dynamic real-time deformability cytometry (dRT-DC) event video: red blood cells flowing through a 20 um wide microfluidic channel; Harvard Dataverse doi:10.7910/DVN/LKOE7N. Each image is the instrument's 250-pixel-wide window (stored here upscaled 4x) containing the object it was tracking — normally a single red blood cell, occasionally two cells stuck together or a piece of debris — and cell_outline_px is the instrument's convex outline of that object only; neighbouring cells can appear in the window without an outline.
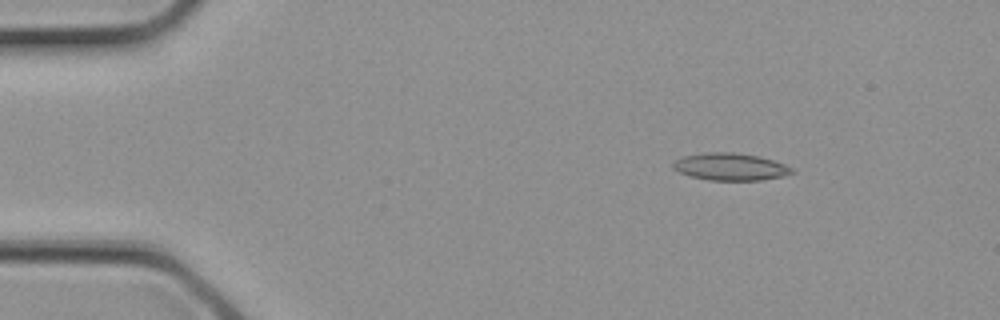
{"species": "common noctule bat (a hibernating species)", "species_latin": "Nyctalus noctula", "temperature_condition": "cold", "stored_images_in_passage": 2, "camera_frame_rate_fps": 3000, "um_per_image_px": 0.085, "animal": {"sex": "female", "body_mass_g": 21.9}, "frame": {"image": 1, "passage_image": 1, "time_ms": 0.0, "image_size_px": [1000, 320], "cell_outline_px": [[796, 172], [764, 180], [708, 180], [692, 176], [680, 172], [672, 168], [672, 164], [676, 160], [684, 156], [704, 152], [732, 152], [756, 156], [772, 160], [784, 164], [792, 168]], "centroid_in_image_um": [62.07, 14.17], "position_along_channel_um": 22.9, "area_um2": 18.67}}